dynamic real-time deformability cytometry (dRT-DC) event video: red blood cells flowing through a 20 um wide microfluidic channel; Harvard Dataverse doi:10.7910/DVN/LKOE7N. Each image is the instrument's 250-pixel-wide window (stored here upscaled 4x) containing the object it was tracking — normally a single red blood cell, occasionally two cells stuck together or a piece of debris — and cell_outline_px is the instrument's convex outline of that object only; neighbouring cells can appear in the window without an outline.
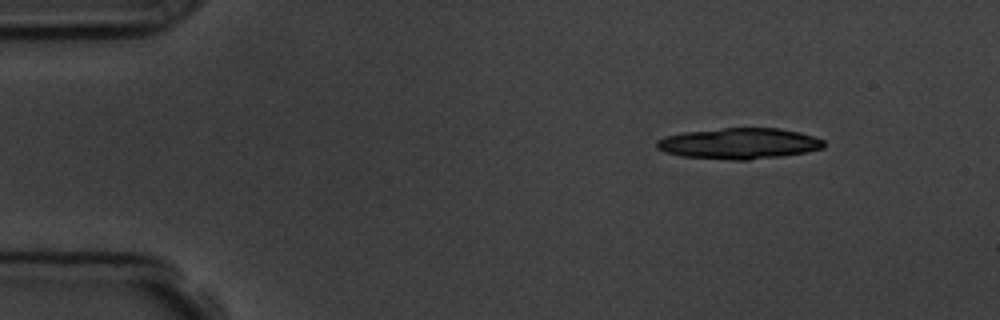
{"species": "common noctule bat (a hibernating species)", "species_latin": "Nyctalus noctula", "temperature_condition": "room temperature", "stored_images_in_passage": 5, "camera_frame_rate_fps": 3000, "um_per_image_px": 0.085, "animal": {"sex": "male", "body_mass_g": 19.5, "forearm_length_mm": 54.6}, "frame": {"image": 1, "passage_image": 1, "time_ms": 0.0, "image_size_px": [1000, 320], "cell_outline_px": [[824, 148], [804, 152], [780, 156], [748, 160], [728, 160], [680, 156], [664, 152], [656, 148], [656, 140], [664, 136], [684, 132], [724, 128], [780, 128], [800, 132], [824, 140]], "centroid_in_image_um": [62.78, 12.2], "position_along_channel_um": 22.2, "area_um2": 30.23}}